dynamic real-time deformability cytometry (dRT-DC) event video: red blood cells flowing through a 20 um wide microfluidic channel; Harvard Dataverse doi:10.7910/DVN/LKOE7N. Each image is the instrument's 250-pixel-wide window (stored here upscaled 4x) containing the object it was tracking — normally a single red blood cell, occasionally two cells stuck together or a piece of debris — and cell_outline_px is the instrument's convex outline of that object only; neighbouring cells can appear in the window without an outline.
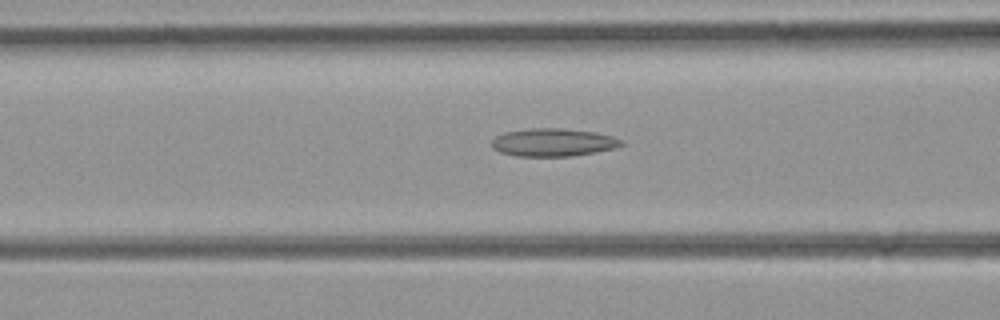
{"species": "common noctule bat (a hibernating species)", "species_latin": "Nyctalus noctula", "temperature_condition": "room temperature", "stored_images_in_passage": 40, "camera_frame_rate_fps": 3000, "um_per_image_px": 0.085, "animal": {"sex": "female", "body_mass_g": 21.9}, "frame": {"image": 1, "passage_image": 19, "time_ms": 6.0, "image_size_px": [1000, 320], "cell_outline_px": [[624, 144], [616, 148], [596, 152], [572, 156], [516, 156], [500, 152], [492, 148], [492, 140], [496, 136], [504, 132], [532, 128], [560, 128], [596, 132], [612, 136], [624, 140]], "centroid_in_image_um": [47.04, 12.1], "position_along_channel_um": 119.6, "area_um2": 21.21}}
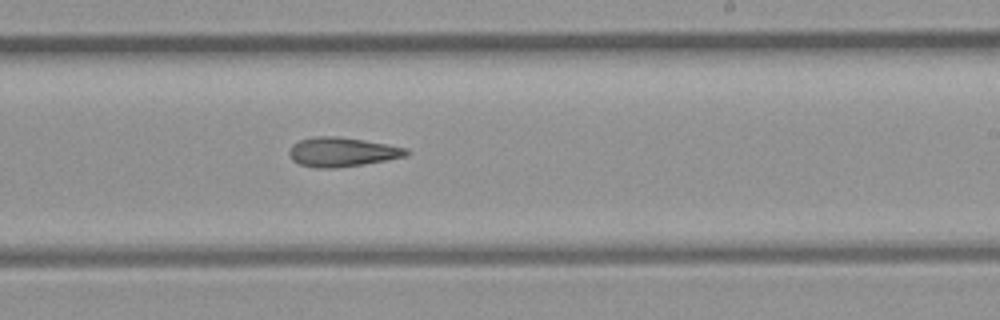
{"frame": {"image": 2, "passage_image": 29, "time_ms": 9.333, "image_size_px": [1000, 320], "cell_outline_px": [[412, 152], [408, 156], [364, 164], [336, 168], [316, 168], [300, 164], [292, 160], [288, 152], [292, 144], [300, 140], [316, 136], [336, 136], [364, 140], [408, 148]], "centroid_in_image_um": [29.1, 12.92], "position_along_channel_um": 259.9, "area_um2": 20.11}}
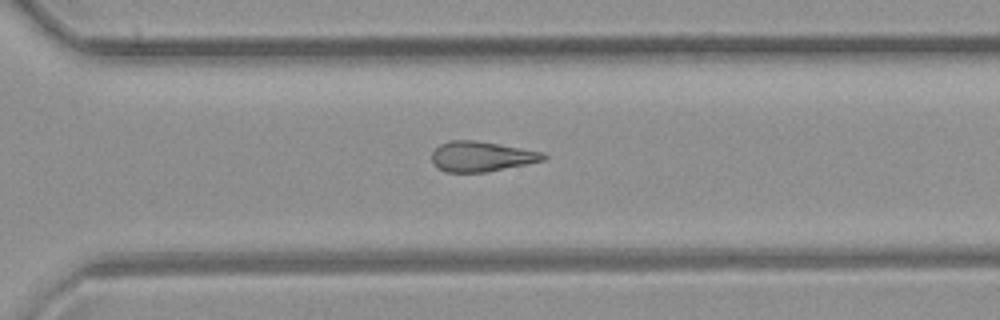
{"frame": {"image": 3, "passage_image": 34, "time_ms": 11.0, "image_size_px": [1000, 320], "cell_outline_px": [[548, 156], [544, 160], [484, 172], [448, 172], [436, 168], [432, 164], [432, 152], [440, 144], [448, 140], [476, 140], [544, 152]], "centroid_in_image_um": [40.88, 13.29], "position_along_channel_um": 329.7, "area_um2": 19.54}}